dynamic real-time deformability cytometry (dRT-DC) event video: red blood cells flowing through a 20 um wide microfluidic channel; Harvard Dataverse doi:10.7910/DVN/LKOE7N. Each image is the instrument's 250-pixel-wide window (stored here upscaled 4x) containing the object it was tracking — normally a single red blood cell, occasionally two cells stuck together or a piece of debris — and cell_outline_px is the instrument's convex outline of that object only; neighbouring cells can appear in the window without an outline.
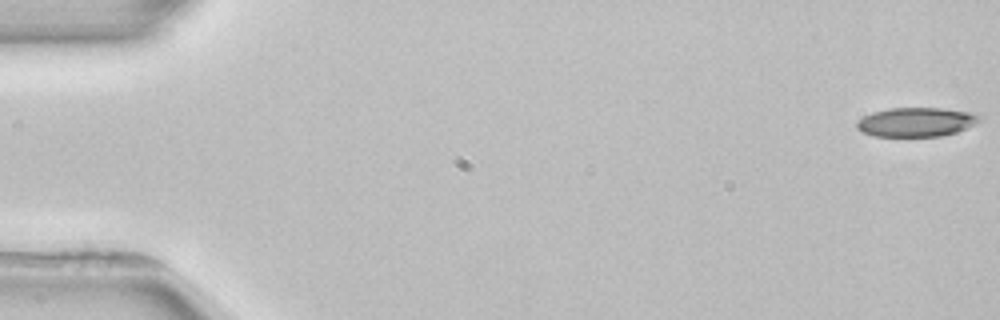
{"species": "common noctule bat (a hibernating species)", "species_latin": "Nyctalus noctula", "temperature_condition": "room temperature", "stored_images_in_passage": 5, "camera_frame_rate_fps": 3000, "um_per_image_px": 0.085, "animal": {"sex": "female", "body_mass_g": 22.7, "forearm_length_mm": 54.2}, "frame": {"image": 1, "passage_image": 1, "time_ms": 0.0, "image_size_px": [1000, 320], "cell_outline_px": [[980, 120], [976, 124], [956, 132], [940, 136], [872, 136], [856, 128], [856, 120], [872, 112], [888, 108], [940, 108], [968, 112], [980, 116]], "centroid_in_image_um": [77.83, 10.37], "position_along_channel_um": 7.2, "area_um2": 20.75}}
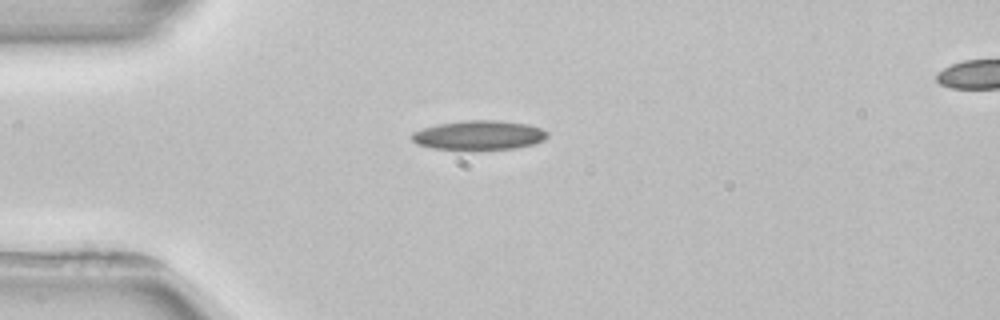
{"frame": {"image": 2, "passage_image": 4, "time_ms": 4.333, "image_size_px": [1000, 320], "cell_outline_px": [[548, 136], [544, 140], [532, 144], [516, 148], [472, 152], [432, 148], [416, 144], [412, 140], [412, 132], [424, 128], [440, 124], [464, 120], [496, 120], [528, 124], [540, 128], [548, 132]], "centroid_in_image_um": [40.7, 11.53], "position_along_channel_um": 44.3, "area_um2": 23.81}}